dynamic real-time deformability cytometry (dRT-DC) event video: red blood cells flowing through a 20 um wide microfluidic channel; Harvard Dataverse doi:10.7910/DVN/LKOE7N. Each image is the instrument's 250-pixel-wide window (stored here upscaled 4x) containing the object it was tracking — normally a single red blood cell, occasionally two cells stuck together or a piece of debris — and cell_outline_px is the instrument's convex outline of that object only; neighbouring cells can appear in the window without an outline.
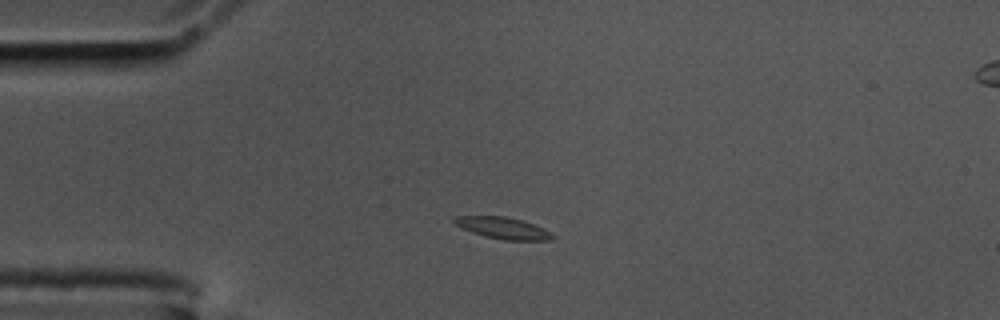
{"species": "common noctule bat (a hibernating species)", "species_latin": "Nyctalus noctula", "temperature_condition": "cold", "stored_images_in_passage": 45, "camera_frame_rate_fps": 3000, "um_per_image_px": 0.085, "animal": {"sex": "male", "body_mass_g": 17.5, "forearm_length_mm": 52.3}, "frame": {"image": 1, "passage_image": 1, "time_ms": 0.0, "image_size_px": [1000, 320], "cell_outline_px": [[556, 236], [552, 240], [504, 240], [484, 236], [472, 232], [456, 224], [452, 220], [456, 216], [504, 216], [520, 220], [544, 228], [552, 232]], "centroid_in_image_um": [42.8, 19.39], "position_along_channel_um": 42.2, "area_um2": 12.25}}
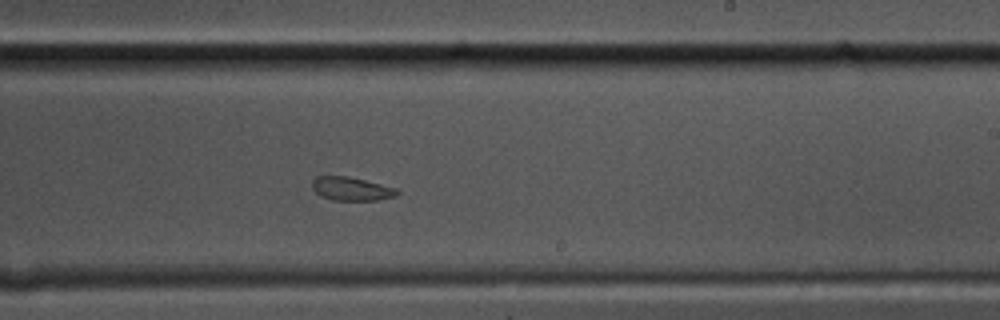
{"frame": {"image": 2, "passage_image": 22, "time_ms": 7.0, "image_size_px": [1000, 320], "cell_outline_px": [[400, 192], [396, 196], [380, 200], [332, 200], [320, 196], [312, 188], [312, 180], [316, 176], [348, 176], [396, 188]], "centroid_in_image_um": [29.86, 16.05], "position_along_channel_um": 259.1, "area_um2": 11.68}}
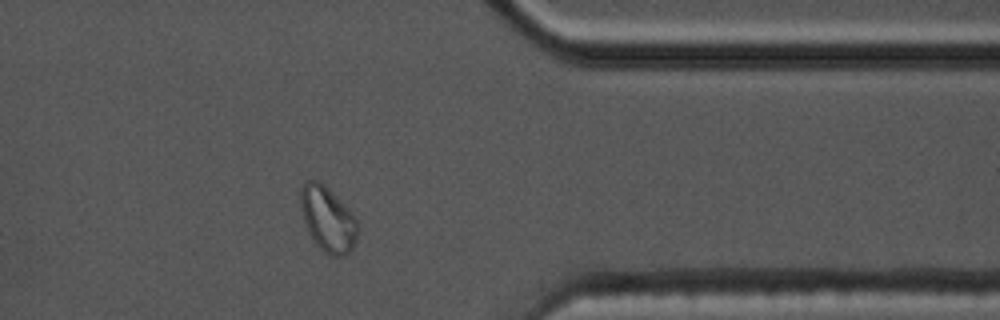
{"frame": {"image": 3, "passage_image": 34, "time_ms": 11.0, "image_size_px": [1000, 320], "cell_outline_px": [[360, 228], [356, 240], [352, 248], [344, 256], [332, 256], [324, 252], [312, 240], [308, 232], [300, 208], [300, 188], [308, 180], [320, 180], [352, 212]], "centroid_in_image_um": [27.86, 18.63], "position_along_channel_um": 383.5, "area_um2": 21.85}, "authors_computed_cell_mechanics": {"area_um2": 12.6004, "velocity_mm_per_s": 3.4191, "shape_relaxation_time_tau1_ms": null, "shape_relaxation_time_tau2_ms": 3.0059, "deformation_change_tau1": null, "deformation_change_tau2": 0.064}}